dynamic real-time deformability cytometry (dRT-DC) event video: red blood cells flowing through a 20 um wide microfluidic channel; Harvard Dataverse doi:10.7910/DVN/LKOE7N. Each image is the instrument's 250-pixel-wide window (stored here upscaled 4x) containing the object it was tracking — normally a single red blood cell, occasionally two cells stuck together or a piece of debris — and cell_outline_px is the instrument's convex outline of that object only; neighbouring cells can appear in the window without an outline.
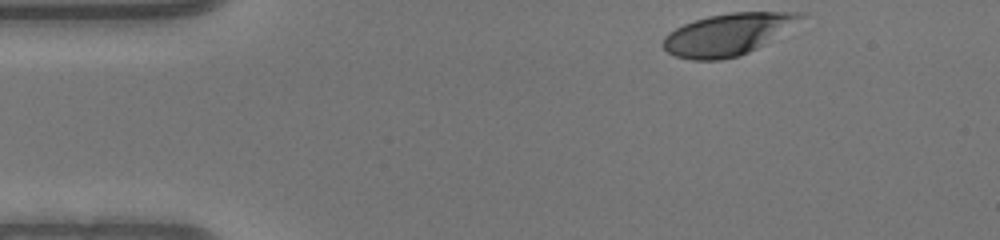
{"species": "human", "species_latin": "Homo sapiens", "temperature_condition": "warm", "stored_images_in_passage": 37, "camera_frame_rate_fps": 3000, "um_per_image_px": 0.085, "donor": {"sex": "male"}, "frame": {"image": 1, "passage_image": 1, "time_ms": 0.0, "image_size_px": [1000, 240], "cell_outline_px": [[784, 16], [744, 52], [736, 56], [680, 56], [664, 48], [664, 40], [672, 32], [688, 24], [700, 20], [716, 16], [744, 12], [768, 12]], "centroid_in_image_um": [61.28, 2.94], "position_along_channel_um": 23.7, "area_um2": 25.78}}
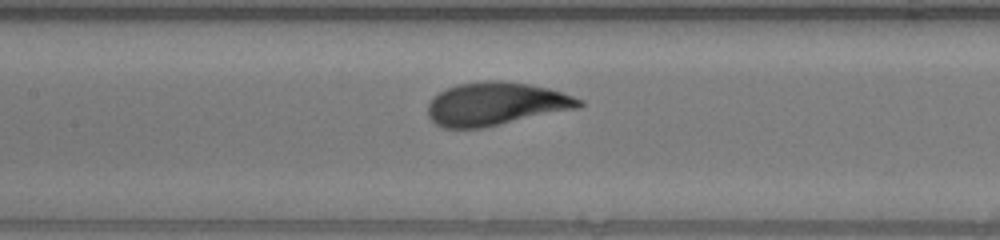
{"frame": {"image": 2, "passage_image": 17, "time_ms": 5.333, "image_size_px": [1000, 240], "cell_outline_px": [[580, 104], [488, 124], [444, 124], [436, 120], [432, 116], [432, 104], [444, 92], [456, 88], [472, 84], [512, 84], [536, 88], [556, 92], [576, 100]], "centroid_in_image_um": [42.08, 8.8], "position_along_channel_um": 165.3, "area_um2": 30.4}}
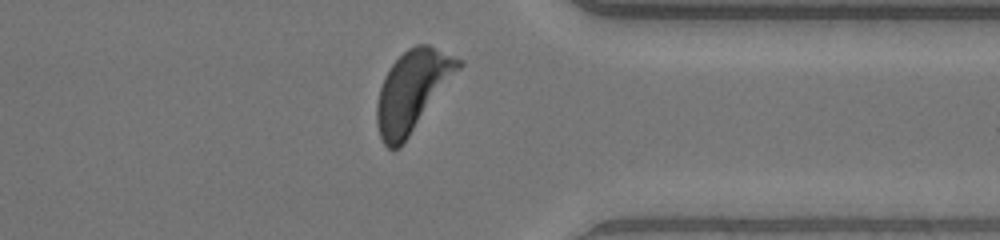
{"frame": {"image": 3, "passage_image": 33, "time_ms": 10.667, "image_size_px": [1000, 240], "cell_outline_px": [[460, 64], [404, 140], [396, 148], [392, 148], [384, 140], [380, 132], [380, 92], [384, 80], [388, 72], [396, 60], [400, 56], [412, 48], [428, 48], [456, 60]], "centroid_in_image_um": [34.99, 7.73], "position_along_channel_um": 376.4, "area_um2": 33.18}}